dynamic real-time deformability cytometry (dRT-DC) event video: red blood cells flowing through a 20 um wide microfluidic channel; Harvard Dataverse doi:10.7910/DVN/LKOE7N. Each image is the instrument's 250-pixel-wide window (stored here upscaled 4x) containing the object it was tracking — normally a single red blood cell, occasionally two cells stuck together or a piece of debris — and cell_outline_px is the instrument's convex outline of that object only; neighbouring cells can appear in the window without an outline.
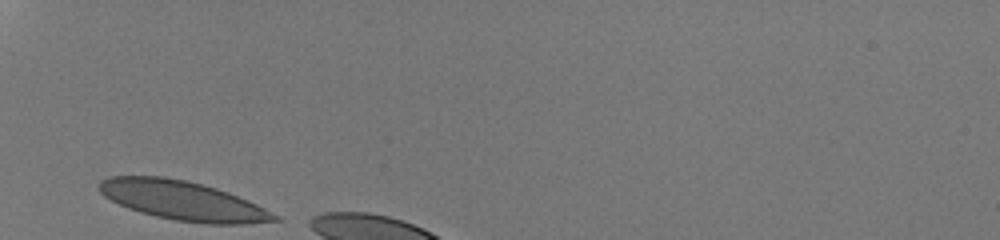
{"species": "human", "species_latin": "Homo sapiens", "temperature_condition": "room temperature", "stored_images_in_passage": 5, "camera_frame_rate_fps": 3000, "um_per_image_px": 0.085, "donor": {"sex": "male"}, "frame": {"image": 1, "passage_image": 1, "time_ms": 0.0, "image_size_px": [1000, 240], "cell_outline_px": [[284, 220], [244, 224], [208, 224], [176, 220], [156, 216], [140, 212], [128, 208], [104, 196], [96, 188], [96, 184], [100, 180], [108, 176], [164, 176], [184, 180], [216, 188], [228, 192], [248, 200], [280, 216]], "centroid_in_image_um": [15.52, 17.05], "position_along_channel_um": 69.5, "area_um2": 40.11}}